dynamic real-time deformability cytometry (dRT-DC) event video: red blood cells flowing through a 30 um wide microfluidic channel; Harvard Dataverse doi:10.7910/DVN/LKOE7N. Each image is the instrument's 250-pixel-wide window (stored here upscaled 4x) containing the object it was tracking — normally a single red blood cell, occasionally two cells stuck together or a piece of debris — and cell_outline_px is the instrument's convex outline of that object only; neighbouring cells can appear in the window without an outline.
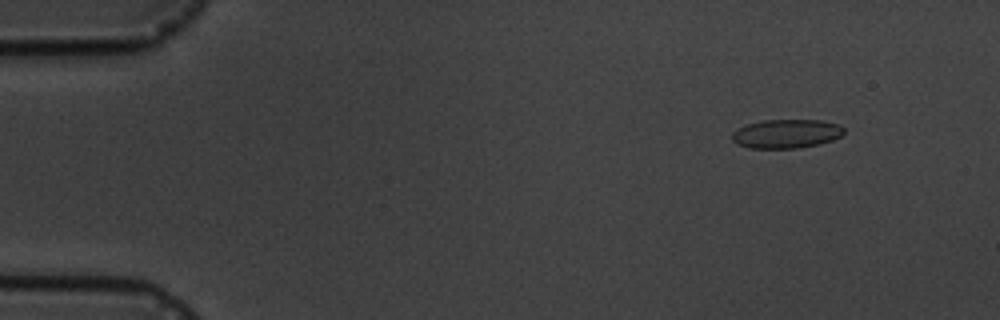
{"species": "common noctule bat (a hibernating species)", "species_latin": "Nyctalus noctula", "temperature_condition": "cold", "stored_images_in_passage": 6, "camera_frame_rate_fps": 3000, "um_per_image_px": 0.085, "animal": {"sex": "male", "body_mass_g": 19.5, "forearm_length_mm": 54.6}, "frame": {"image": 1, "passage_image": 2, "time_ms": 1.333, "image_size_px": [1000, 320], "cell_outline_px": [[844, 132], [840, 136], [832, 140], [820, 144], [800, 148], [748, 148], [736, 144], [732, 140], [732, 132], [748, 124], [764, 120], [820, 120], [840, 124], [844, 128]], "centroid_in_image_um": [66.85, 11.37], "position_along_channel_um": 18.1, "area_um2": 18.9}}
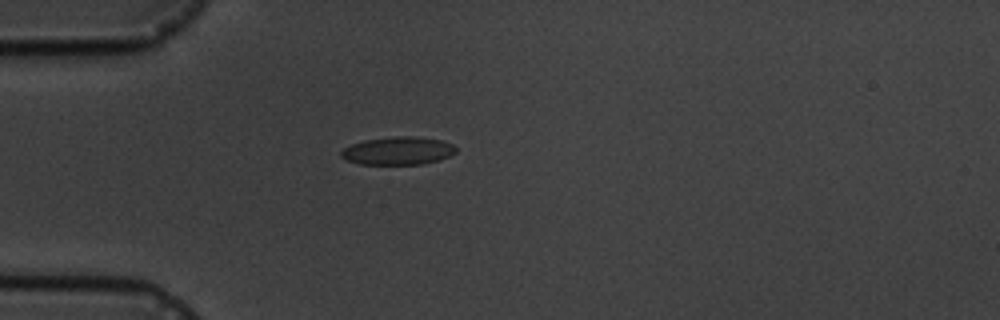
{"frame": {"image": 2, "passage_image": 5, "time_ms": 4.667, "image_size_px": [1000, 320], "cell_outline_px": [[456, 152], [440, 160], [424, 164], [360, 164], [348, 160], [340, 156], [340, 152], [344, 148], [352, 144], [364, 140], [396, 136], [412, 136], [440, 140], [452, 144], [456, 148]], "centroid_in_image_um": [33.83, 12.82], "position_along_channel_um": 51.2, "area_um2": 18.61}}